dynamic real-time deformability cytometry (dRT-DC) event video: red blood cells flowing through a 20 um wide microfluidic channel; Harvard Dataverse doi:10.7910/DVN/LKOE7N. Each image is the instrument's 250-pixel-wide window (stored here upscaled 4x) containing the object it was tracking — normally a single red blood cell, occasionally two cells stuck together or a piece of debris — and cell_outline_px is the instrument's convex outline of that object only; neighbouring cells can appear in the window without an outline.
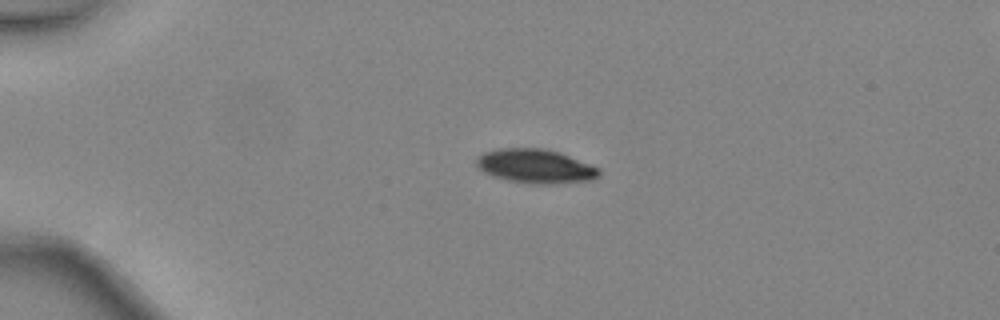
{"species": "common noctule bat (a hibernating species)", "species_latin": "Nyctalus noctula", "temperature_condition": "warm", "stored_images_in_passage": 36, "camera_frame_rate_fps": 3000, "um_per_image_px": 0.085, "animal": {"sex": "female", "body_mass_g": 24.6, "forearm_length_mm": 56.2}, "frame": {"image": 1, "passage_image": 1, "time_ms": 0.0, "image_size_px": [1000, 320], "cell_outline_px": [[600, 176], [592, 180], [556, 184], [528, 184], [508, 180], [492, 176], [484, 172], [476, 164], [476, 160], [484, 152], [496, 148], [544, 148], [560, 152], [600, 168]], "centroid_in_image_um": [45.54, 14.13], "position_along_channel_um": 39.5, "area_um2": 24.57}}
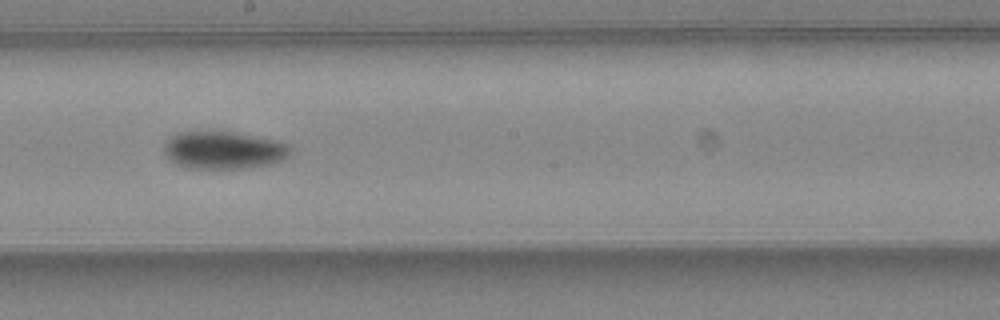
{"frame": {"image": 2, "passage_image": 17, "time_ms": 5.333, "image_size_px": [1000, 320], "cell_outline_px": [[292, 152], [284, 160], [272, 164], [244, 168], [184, 168], [168, 160], [164, 152], [164, 144], [172, 136], [180, 132], [232, 132], [280, 140], [288, 144], [292, 148]], "centroid_in_image_um": [19.05, 12.77], "position_along_channel_um": 229.2, "area_um2": 27.92}}
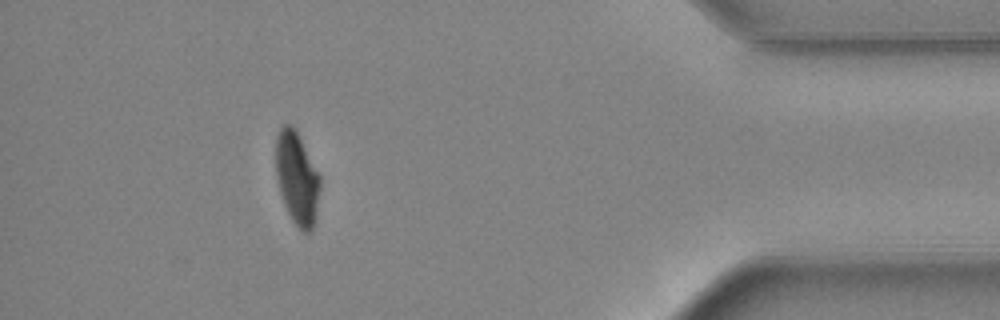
{"frame": {"image": 3, "passage_image": 32, "time_ms": 10.333, "image_size_px": [1000, 320], "cell_outline_px": [[320, 188], [316, 216], [312, 228], [308, 232], [304, 232], [292, 220], [284, 204], [280, 192], [276, 176], [276, 136], [280, 128], [284, 124], [292, 124], [296, 128], [320, 176]], "centroid_in_image_um": [25.24, 15.1], "position_along_channel_um": 410.0, "area_um2": 23.87}, "authors_computed_cell_mechanics": {"area_um2": 26.6169, "velocity_mm_per_s": 4.493, "shape_relaxation_time_tau1_ms": 2.5518, "shape_relaxation_time_tau2_ms": 7.9767, "deformation_change_tau1": 0.1136, "deformation_change_tau2": 0.0981}}